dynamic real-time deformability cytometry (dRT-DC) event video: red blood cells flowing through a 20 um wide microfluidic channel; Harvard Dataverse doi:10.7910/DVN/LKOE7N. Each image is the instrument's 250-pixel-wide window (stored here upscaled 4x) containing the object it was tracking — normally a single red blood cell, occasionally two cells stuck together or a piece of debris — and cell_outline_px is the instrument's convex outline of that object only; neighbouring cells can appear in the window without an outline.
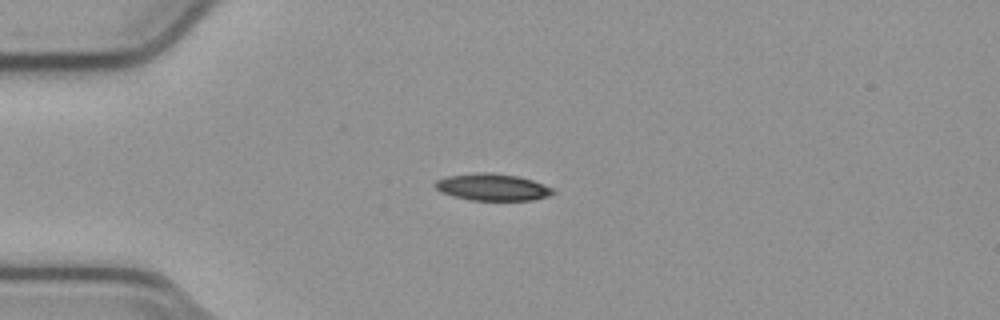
{"species": "common noctule bat (a hibernating species)", "species_latin": "Nyctalus noctula", "temperature_condition": "cold", "stored_images_in_passage": 16, "camera_frame_rate_fps": 3000, "um_per_image_px": 0.085, "animal": {"sex": "male", "body_mass_g": 23.1, "forearm_length_mm": 52.7}, "frame": {"image": 1, "passage_image": 1, "time_ms": 0.0, "image_size_px": [1000, 320], "cell_outline_px": [[556, 192], [548, 196], [532, 200], [472, 200], [452, 196], [440, 192], [432, 184], [436, 180], [448, 176], [476, 172], [488, 172], [516, 176], [532, 180], [552, 188]], "centroid_in_image_um": [41.81, 15.91], "position_along_channel_um": 43.2, "area_um2": 18.44}}
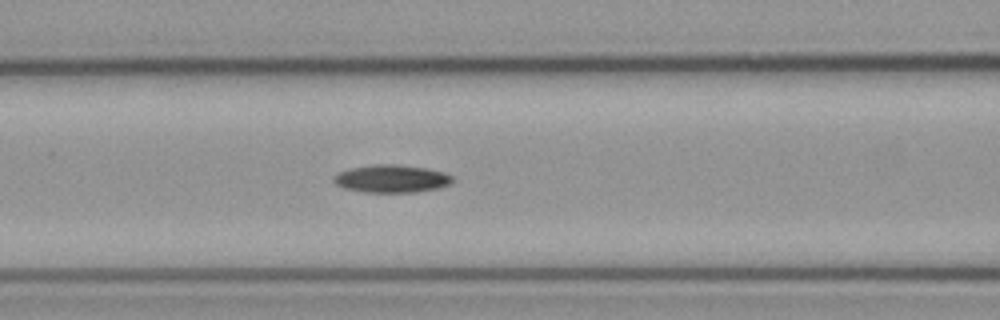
{"frame": {"image": 2, "passage_image": 10, "time_ms": 3.0, "image_size_px": [1000, 320], "cell_outline_px": [[452, 180], [448, 184], [440, 188], [416, 192], [364, 192], [344, 188], [336, 184], [332, 180], [332, 176], [348, 168], [376, 164], [396, 164], [424, 168], [444, 172], [452, 176]], "centroid_in_image_um": [33.24, 15.19], "position_along_channel_um": 133.4, "area_um2": 19.19}}
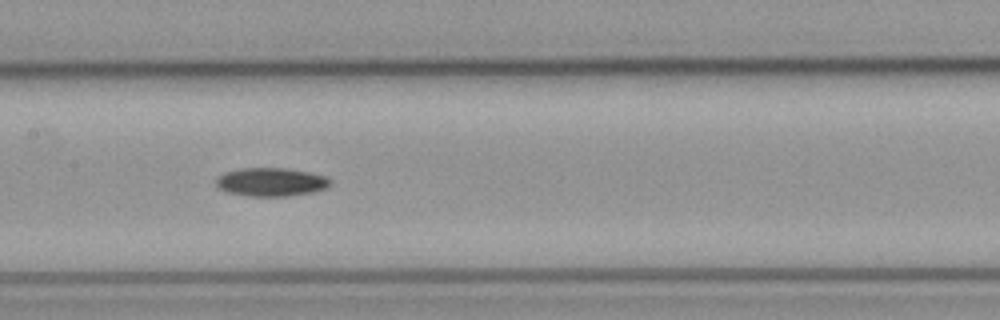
{"frame": {"image": 3, "passage_image": 14, "time_ms": 4.333, "image_size_px": [1000, 320], "cell_outline_px": [[332, 184], [324, 188], [312, 192], [288, 196], [248, 196], [228, 192], [220, 188], [216, 184], [216, 180], [224, 172], [240, 168], [284, 168], [308, 172], [328, 176], [332, 180]], "centroid_in_image_um": [23.07, 15.46], "position_along_channel_um": 184.3, "area_um2": 18.9}}